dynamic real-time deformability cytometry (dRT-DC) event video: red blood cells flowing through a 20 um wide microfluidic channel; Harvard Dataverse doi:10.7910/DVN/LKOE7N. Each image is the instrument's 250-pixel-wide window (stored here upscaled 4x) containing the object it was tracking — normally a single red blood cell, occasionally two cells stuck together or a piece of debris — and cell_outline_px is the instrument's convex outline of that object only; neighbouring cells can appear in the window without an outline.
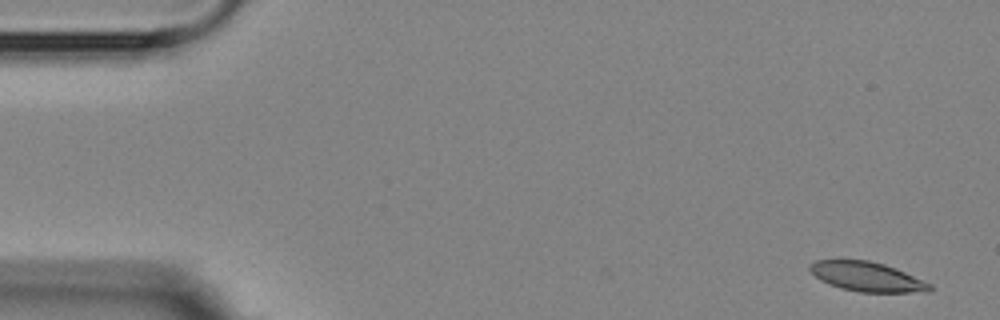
{"species": "Egyptian fruit bat (a non-hibernating species)", "species_latin": "Rousettus aegyptiacus", "temperature_condition": "room temperature", "stored_images_in_passage": 3, "camera_frame_rate_fps": 3000, "um_per_image_px": 0.085, "animal": {"sex": "female"}, "frame": {"image": 1, "passage_image": 1, "time_ms": 0.0, "image_size_px": [1000, 320], "cell_outline_px": [[932, 292], [860, 292], [840, 288], [828, 284], [820, 280], [808, 268], [816, 260], [868, 260], [884, 264], [896, 268], [932, 284]], "centroid_in_image_um": [73.73, 23.53], "position_along_channel_um": 11.3, "area_um2": 20.58}}